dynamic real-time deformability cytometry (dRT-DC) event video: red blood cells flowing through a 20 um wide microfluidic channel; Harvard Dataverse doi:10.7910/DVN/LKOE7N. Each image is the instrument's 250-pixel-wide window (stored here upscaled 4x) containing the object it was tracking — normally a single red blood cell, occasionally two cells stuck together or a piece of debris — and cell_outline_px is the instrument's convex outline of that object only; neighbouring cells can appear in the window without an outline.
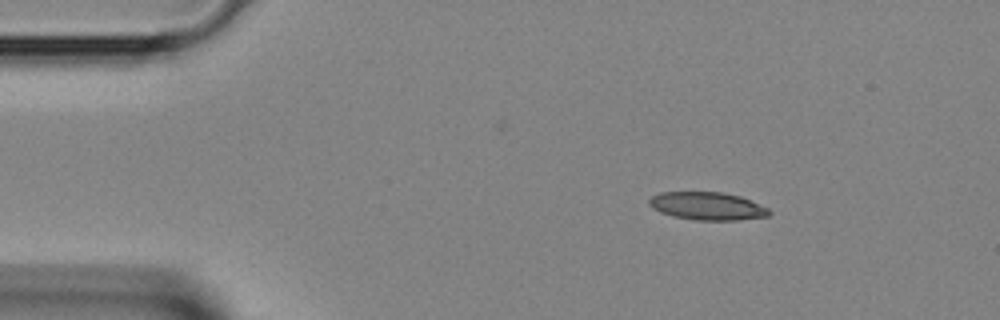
{"species": "Egyptian fruit bat (a non-hibernating species)", "species_latin": "Rousettus aegyptiacus", "temperature_condition": "room temperature", "stored_images_in_passage": 2, "camera_frame_rate_fps": 3000, "um_per_image_px": 0.085, "animal": {"sex": "female"}, "frame": {"image": 1, "passage_image": 1, "time_ms": 0.0, "image_size_px": [1000, 320], "cell_outline_px": [[772, 212], [768, 216], [736, 220], [692, 220], [672, 216], [660, 212], [652, 208], [648, 204], [648, 200], [652, 196], [660, 192], [720, 192], [740, 196], [768, 208]], "centroid_in_image_um": [60.09, 17.52], "position_along_channel_um": 24.9, "area_um2": 19.54}}